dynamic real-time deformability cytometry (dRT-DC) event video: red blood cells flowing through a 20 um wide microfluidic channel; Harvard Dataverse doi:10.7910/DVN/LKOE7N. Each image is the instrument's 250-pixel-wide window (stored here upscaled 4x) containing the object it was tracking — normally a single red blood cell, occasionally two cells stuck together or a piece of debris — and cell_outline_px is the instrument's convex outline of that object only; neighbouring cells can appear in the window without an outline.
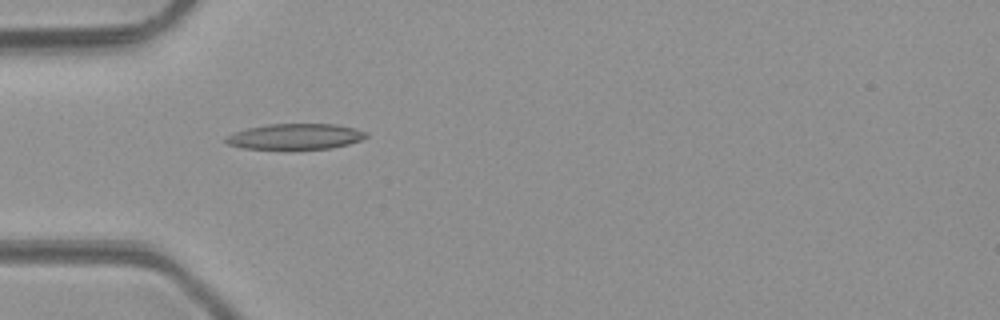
{"species": "common noctule bat (a hibernating species)", "species_latin": "Nyctalus noctula", "temperature_condition": "room temperature", "stored_images_in_passage": 6, "camera_frame_rate_fps": 3000, "um_per_image_px": 0.085, "animal": {"sex": "male", "body_mass_g": 23.1, "forearm_length_mm": 52.7}, "frame": {"image": 1, "passage_image": 4, "time_ms": 4.333, "image_size_px": [1000, 320], "cell_outline_px": [[368, 136], [360, 140], [348, 144], [332, 148], [244, 148], [228, 144], [224, 140], [228, 136], [236, 132], [248, 128], [268, 124], [336, 124], [356, 128], [368, 132]], "centroid_in_image_um": [25.17, 11.59], "position_along_channel_um": 59.8, "area_um2": 20.63}}
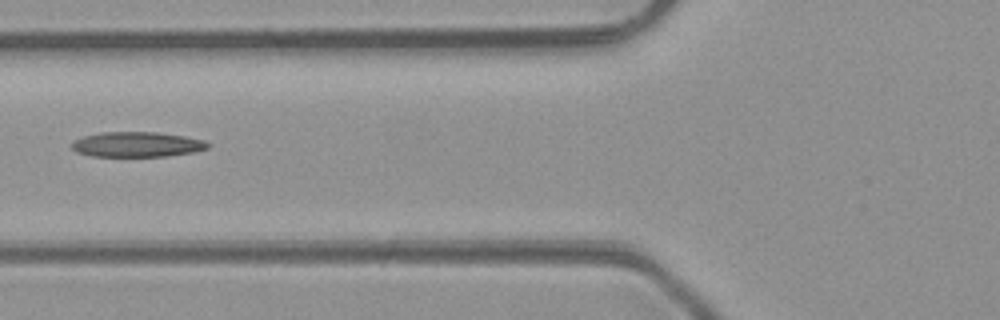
{"frame": {"image": 2, "passage_image": 5, "time_ms": 5.667, "image_size_px": [1000, 320], "cell_outline_px": [[208, 148], [192, 152], [168, 156], [92, 156], [76, 152], [72, 148], [72, 144], [76, 140], [84, 136], [100, 132], [156, 132], [184, 136], [204, 140], [208, 144]], "centroid_in_image_um": [11.63, 12.27], "position_along_channel_um": 114.2, "area_um2": 19.71}}
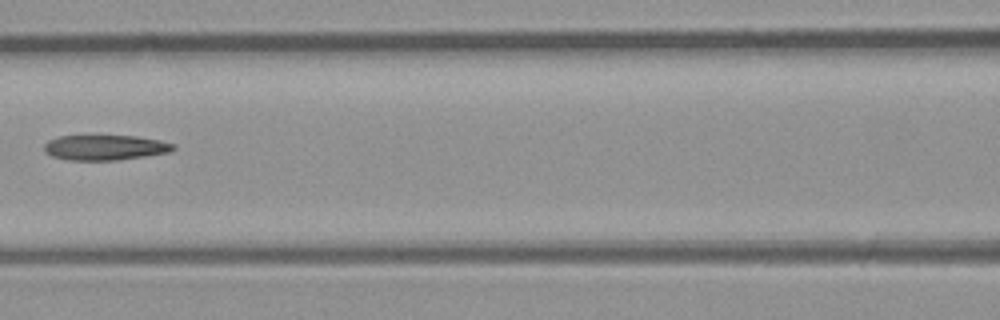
{"frame": {"image": 3, "passage_image": 6, "time_ms": 6.667, "image_size_px": [1000, 320], "cell_outline_px": [[176, 148], [168, 152], [120, 160], [68, 160], [52, 156], [44, 152], [44, 144], [48, 140], [60, 136], [136, 136], [160, 140], [176, 144]], "centroid_in_image_um": [8.93, 12.54], "position_along_channel_um": 157.7, "area_um2": 18.96}}